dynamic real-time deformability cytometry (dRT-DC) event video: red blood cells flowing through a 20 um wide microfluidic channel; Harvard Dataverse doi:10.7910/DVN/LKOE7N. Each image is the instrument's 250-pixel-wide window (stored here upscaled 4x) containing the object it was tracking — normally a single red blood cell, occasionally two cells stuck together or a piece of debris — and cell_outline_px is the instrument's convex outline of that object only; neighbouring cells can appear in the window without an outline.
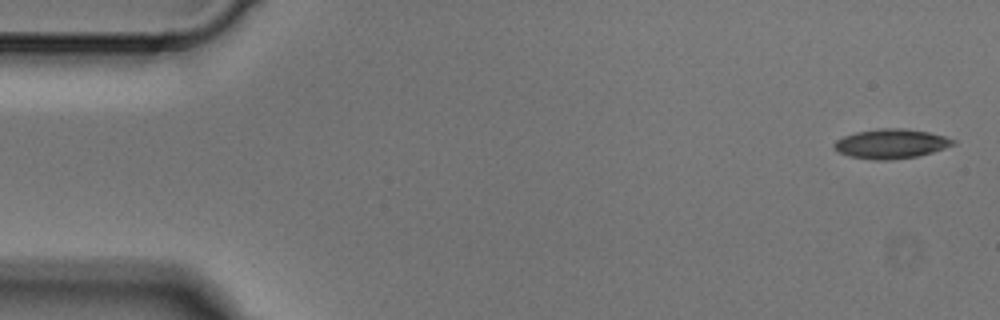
{"species": "Egyptian fruit bat (a non-hibernating species)", "species_latin": "Rousettus aegyptiacus", "temperature_condition": "cold", "stored_images_in_passage": 5, "camera_frame_rate_fps": 3000, "um_per_image_px": 0.085, "animal": {"sex": "male"}, "frame": {"image": 1, "passage_image": 1, "time_ms": 0.0, "image_size_px": [1000, 320], "cell_outline_px": [[956, 144], [932, 152], [916, 156], [888, 160], [876, 160], [848, 156], [832, 148], [832, 144], [836, 140], [844, 136], [856, 132], [880, 128], [904, 128], [928, 132], [944, 136], [956, 140]], "centroid_in_image_um": [75.72, 12.21], "position_along_channel_um": 9.3, "area_um2": 20.4}}
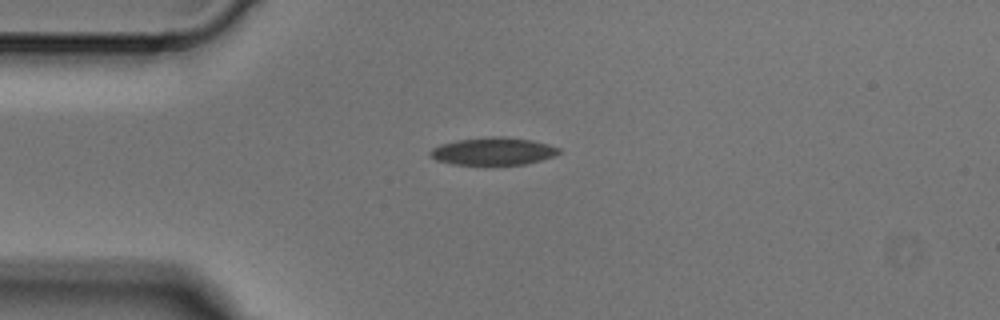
{"frame": {"image": 2, "passage_image": 4, "time_ms": 1.0, "image_size_px": [1000, 320], "cell_outline_px": [[560, 152], [552, 156], [540, 160], [524, 164], [452, 164], [436, 160], [428, 156], [428, 152], [432, 148], [440, 144], [456, 140], [492, 136], [504, 136], [532, 140], [548, 144], [560, 148]], "centroid_in_image_um": [41.87, 12.84], "position_along_channel_um": 43.1, "area_um2": 20.63}}